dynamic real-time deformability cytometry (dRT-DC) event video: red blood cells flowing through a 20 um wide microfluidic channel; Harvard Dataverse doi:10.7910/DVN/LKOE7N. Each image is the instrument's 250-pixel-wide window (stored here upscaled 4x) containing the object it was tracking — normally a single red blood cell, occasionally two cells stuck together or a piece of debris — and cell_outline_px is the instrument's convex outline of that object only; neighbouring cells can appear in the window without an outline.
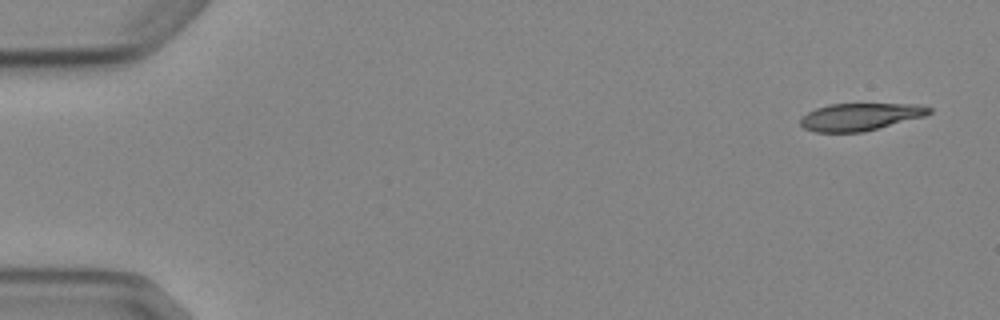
{"species": "Egyptian fruit bat (a non-hibernating species)", "species_latin": "Rousettus aegyptiacus", "temperature_condition": "cold", "stored_images_in_passage": 6, "camera_frame_rate_fps": 3000, "um_per_image_px": 0.085, "animal": {"sex": "female"}, "frame": {"image": 1, "passage_image": 1, "time_ms": 0.0, "image_size_px": [1000, 320], "cell_outline_px": [[932, 112], [924, 116], [864, 132], [816, 132], [804, 128], [800, 124], [800, 116], [816, 108], [828, 104], [916, 104], [932, 108]], "centroid_in_image_um": [73.09, 9.93], "position_along_channel_um": 11.9, "area_um2": 20.52}}
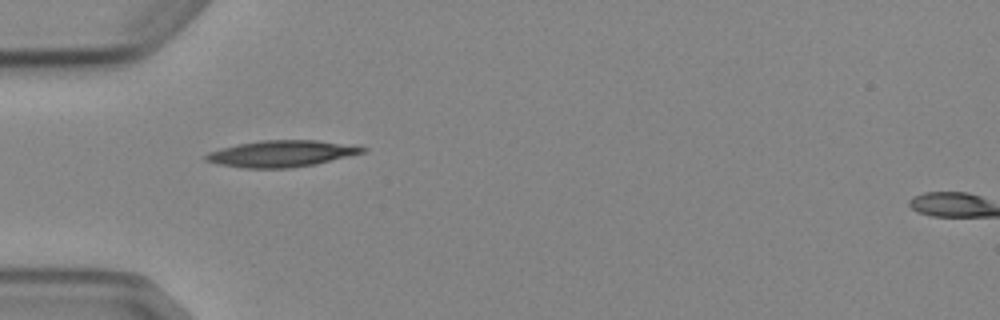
{"frame": {"image": 2, "passage_image": 5, "time_ms": 4.667, "image_size_px": [1000, 320], "cell_outline_px": [[368, 148], [364, 152], [316, 164], [288, 168], [244, 168], [220, 164], [204, 160], [204, 156], [208, 152], [220, 148], [236, 144], [260, 140], [316, 140]], "centroid_in_image_um": [23.85, 13.06], "position_along_channel_um": 61.1, "area_um2": 23.93}}
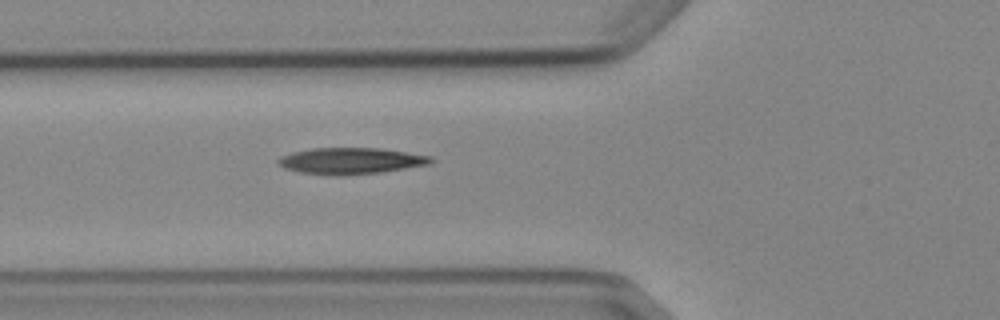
{"frame": {"image": 3, "passage_image": 6, "time_ms": 5.667, "image_size_px": [1000, 320], "cell_outline_px": [[436, 160], [432, 164], [380, 172], [336, 176], [300, 172], [284, 168], [276, 160], [280, 156], [292, 152], [312, 148], [380, 148], [432, 156]], "centroid_in_image_um": [29.85, 13.67], "position_along_channel_um": 96.0, "area_um2": 23.52}}